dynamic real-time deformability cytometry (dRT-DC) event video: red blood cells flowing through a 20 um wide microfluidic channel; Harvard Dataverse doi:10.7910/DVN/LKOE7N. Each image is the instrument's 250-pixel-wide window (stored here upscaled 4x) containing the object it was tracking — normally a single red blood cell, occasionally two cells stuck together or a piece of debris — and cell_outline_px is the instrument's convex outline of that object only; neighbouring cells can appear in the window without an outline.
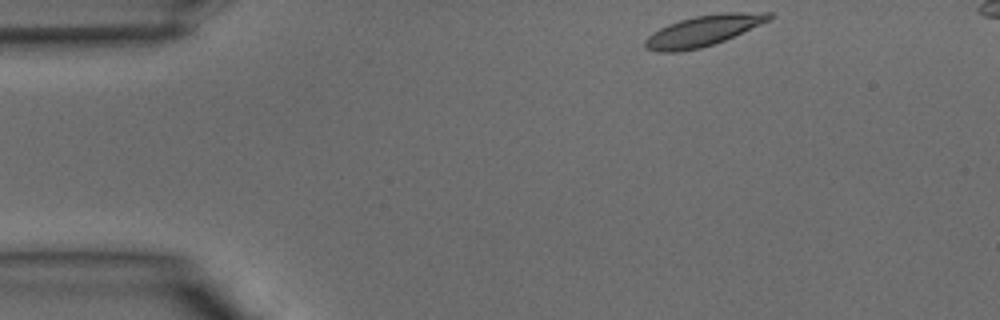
{"species": "common noctule bat (a hibernating species)", "species_latin": "Nyctalus noctula", "temperature_condition": "warm", "stored_images_in_passage": 6, "camera_frame_rate_fps": 3000, "um_per_image_px": 0.085, "animal": {"sex": "male", "body_mass_g": 15.6}, "frame": {"image": 1, "passage_image": 1, "time_ms": 0.0, "image_size_px": [1000, 320], "cell_outline_px": [[772, 20], [724, 40], [700, 48], [680, 52], [656, 52], [644, 48], [644, 40], [652, 32], [668, 24], [680, 20], [696, 16], [724, 12], [772, 12]], "centroid_in_image_um": [59.77, 2.61], "position_along_channel_um": 25.2, "area_um2": 22.31}}